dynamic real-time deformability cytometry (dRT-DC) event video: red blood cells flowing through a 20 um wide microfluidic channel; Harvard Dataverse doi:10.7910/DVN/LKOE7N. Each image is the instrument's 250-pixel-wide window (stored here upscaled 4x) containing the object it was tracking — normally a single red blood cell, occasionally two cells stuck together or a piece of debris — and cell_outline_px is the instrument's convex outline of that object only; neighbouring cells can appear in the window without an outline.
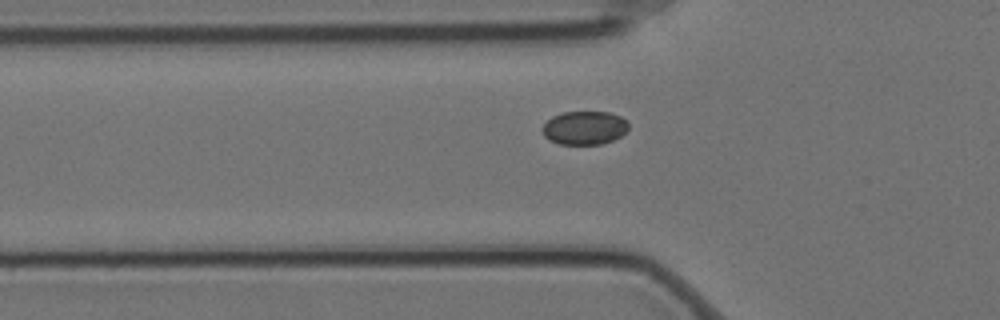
{"species": "Egyptian fruit bat (a non-hibernating species)", "species_latin": "Rousettus aegyptiacus", "temperature_condition": "cold", "stored_images_in_passage": 5, "camera_frame_rate_fps": 3000, "um_per_image_px": 0.085, "animal": {"sex": "female"}, "frame": {"image": 1, "passage_image": 5, "time_ms": 1.333, "image_size_px": [1000, 320], "cell_outline_px": [[628, 128], [620, 136], [612, 140], [600, 144], [560, 144], [548, 140], [544, 136], [540, 128], [552, 116], [564, 112], [608, 112], [620, 116], [628, 124]], "centroid_in_image_um": [49.63, 10.87], "position_along_channel_um": 76.2, "area_um2": 16.76}}